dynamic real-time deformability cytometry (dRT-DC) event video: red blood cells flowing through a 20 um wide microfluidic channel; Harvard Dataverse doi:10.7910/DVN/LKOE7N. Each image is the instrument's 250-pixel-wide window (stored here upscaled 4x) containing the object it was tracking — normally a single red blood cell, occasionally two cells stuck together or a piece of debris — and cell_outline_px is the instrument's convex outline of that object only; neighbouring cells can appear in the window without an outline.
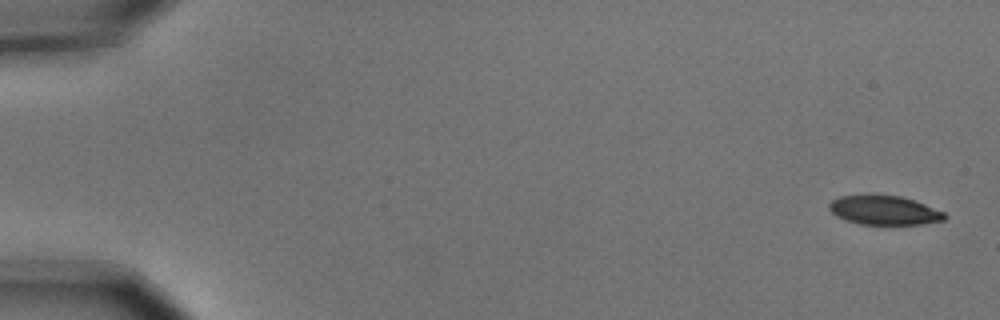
{"species": "common noctule bat (a hibernating species)", "species_latin": "Nyctalus noctula", "temperature_condition": "cold", "stored_images_in_passage": 5, "camera_frame_rate_fps": 3000, "um_per_image_px": 0.085, "animal": {"sex": "male", "body_mass_g": 15.6}, "frame": {"image": 1, "passage_image": 1, "time_ms": 0.0, "image_size_px": [1000, 320], "cell_outline_px": [[948, 216], [944, 220], [920, 224], [860, 224], [836, 216], [828, 208], [828, 204], [832, 200], [840, 196], [900, 196], [924, 204], [944, 212]], "centroid_in_image_um": [75.16, 17.88], "position_along_channel_um": 9.8, "area_um2": 19.13}}
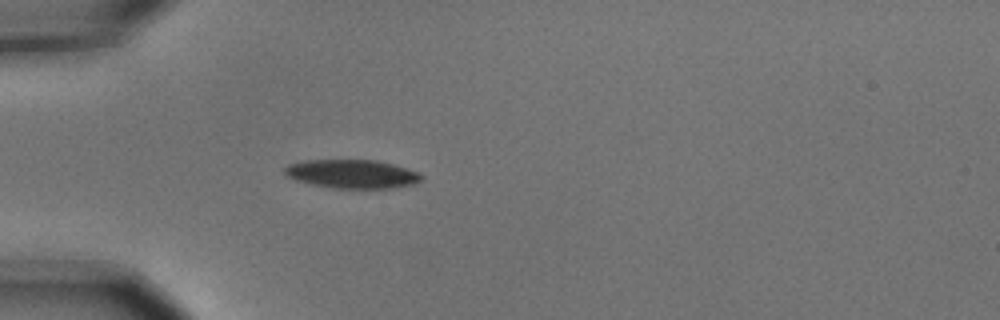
{"frame": {"image": 2, "passage_image": 5, "time_ms": 1.333, "image_size_px": [1000, 320], "cell_outline_px": [[424, 176], [420, 180], [412, 184], [392, 188], [332, 188], [312, 184], [296, 180], [284, 176], [284, 168], [288, 164], [304, 160], [376, 160], [392, 164], [420, 172]], "centroid_in_image_um": [29.9, 14.78], "position_along_channel_um": 55.1, "area_um2": 22.89}}